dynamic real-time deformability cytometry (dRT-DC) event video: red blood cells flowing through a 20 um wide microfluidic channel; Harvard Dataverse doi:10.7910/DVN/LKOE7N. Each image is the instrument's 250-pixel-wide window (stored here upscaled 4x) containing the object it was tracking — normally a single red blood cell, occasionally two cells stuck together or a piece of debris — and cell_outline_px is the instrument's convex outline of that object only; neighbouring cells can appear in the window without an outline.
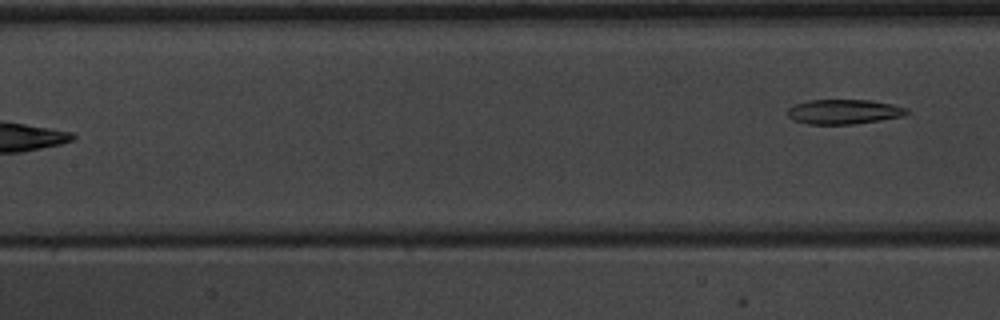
{"species": "common noctule bat (a hibernating species)", "species_latin": "Nyctalus noctula", "temperature_condition": "warm", "stored_images_in_passage": 7, "segment_of_instrument_passage": [2, 2], "camera_frame_rate_fps": 3000, "um_per_image_px": 0.085, "animal": {"sex": "male", "body_mass_g": 20.1, "forearm_length_mm": 53.5}, "frame": {"image": 1, "passage_image": 7, "time_ms": 7.0, "image_size_px": [1000, 320], "cell_outline_px": [[908, 112], [904, 116], [880, 120], [852, 124], [808, 124], [792, 120], [788, 116], [788, 108], [796, 104], [808, 100], [872, 100], [892, 104], [908, 108]], "centroid_in_image_um": [71.73, 9.49], "position_along_channel_um": 135.7, "area_um2": 17.17}}